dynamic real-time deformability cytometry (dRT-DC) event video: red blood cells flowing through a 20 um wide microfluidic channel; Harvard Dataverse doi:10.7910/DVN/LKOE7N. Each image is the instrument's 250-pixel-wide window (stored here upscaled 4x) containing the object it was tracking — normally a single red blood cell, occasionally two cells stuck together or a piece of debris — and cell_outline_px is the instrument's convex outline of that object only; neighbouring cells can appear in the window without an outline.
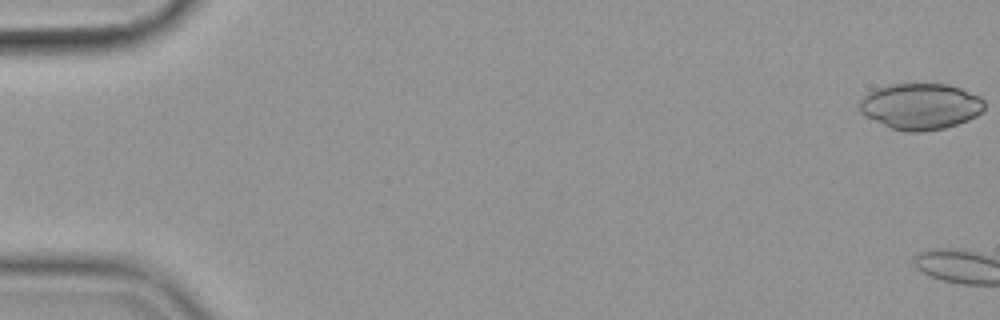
{"species": "common noctule bat (a hibernating species)", "species_latin": "Nyctalus noctula", "temperature_condition": "cold", "stored_images_in_passage": 3, "camera_frame_rate_fps": 3000, "um_per_image_px": 0.085, "animal": {"sex": "female", "body_mass_g": 19.9}, "frame": {"image": 1, "passage_image": 1, "time_ms": 0.0, "image_size_px": [1000, 320], "cell_outline_px": [[984, 108], [976, 116], [968, 120], [944, 128], [920, 132], [908, 132], [888, 128], [864, 116], [860, 112], [856, 100], [868, 92], [876, 88], [892, 84], [948, 84], [960, 88], [980, 96], [984, 100]], "centroid_in_image_um": [78.18, 9.04], "position_along_channel_um": 6.8, "area_um2": 34.04}}